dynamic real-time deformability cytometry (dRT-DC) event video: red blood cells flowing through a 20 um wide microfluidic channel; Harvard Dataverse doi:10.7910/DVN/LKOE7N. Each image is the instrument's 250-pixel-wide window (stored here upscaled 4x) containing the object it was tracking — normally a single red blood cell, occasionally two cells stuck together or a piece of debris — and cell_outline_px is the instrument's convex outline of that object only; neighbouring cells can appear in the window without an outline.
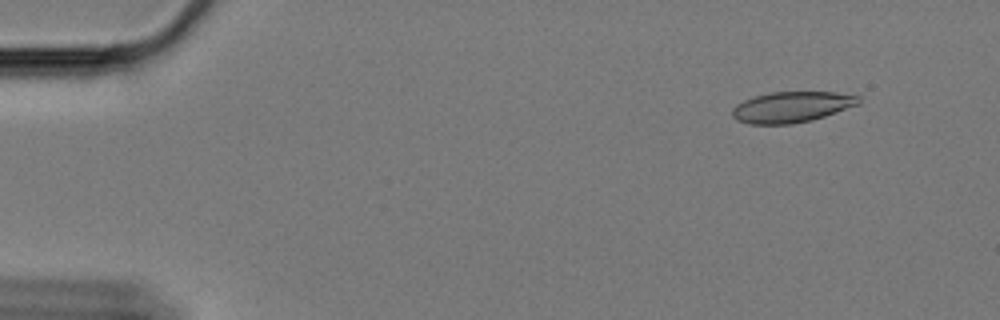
{"species": "Egyptian fruit bat (a non-hibernating species)", "species_latin": "Rousettus aegyptiacus", "temperature_condition": "cold", "stored_images_in_passage": 60, "camera_frame_rate_fps": 3000, "um_per_image_px": 0.085, "animal": {"sex": "female"}, "frame": {"image": 1, "passage_image": 6, "time_ms": 1.667, "image_size_px": [1000, 320], "cell_outline_px": [[860, 104], [812, 120], [788, 124], [748, 124], [736, 120], [732, 116], [732, 108], [736, 104], [752, 96], [768, 92], [836, 92], [860, 96]], "centroid_in_image_um": [67.26, 9.09], "position_along_channel_um": 17.7, "area_um2": 22.83}}
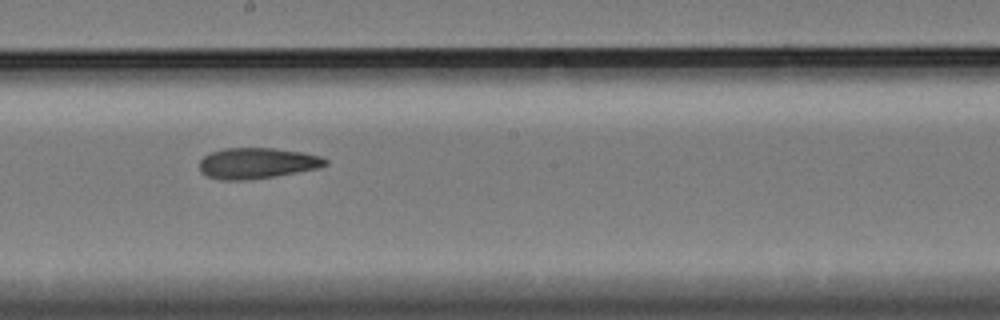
{"frame": {"image": 2, "passage_image": 34, "time_ms": 11.0, "image_size_px": [1000, 320], "cell_outline_px": [[328, 164], [320, 168], [276, 176], [244, 180], [220, 180], [208, 176], [200, 172], [200, 160], [204, 156], [212, 152], [224, 148], [272, 148], [304, 152], [320, 156], [328, 160]], "centroid_in_image_um": [21.87, 13.87], "position_along_channel_um": 226.3, "area_um2": 22.72}}
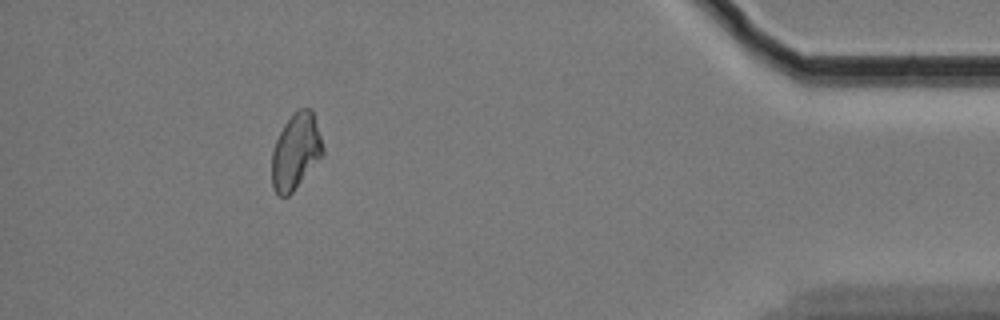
{"frame": {"image": 3, "passage_image": 55, "time_ms": 18.0, "image_size_px": [1000, 320], "cell_outline_px": [[324, 152], [292, 192], [288, 196], [280, 196], [276, 192], [272, 184], [272, 152], [276, 140], [284, 124], [300, 108], [312, 108], [324, 148]], "centroid_in_image_um": [25.13, 12.86], "position_along_channel_um": 410.1, "area_um2": 22.02}, "authors_computed_cell_mechanics": {"area_um2": 22.831, "velocity_mm_per_s": 3.3302, "shape_relaxation_time_tau1_ms": null, "shape_relaxation_time_tau2_ms": 7.0273, "deformation_change_tau1": null, "deformation_change_tau2": 0.1291}}